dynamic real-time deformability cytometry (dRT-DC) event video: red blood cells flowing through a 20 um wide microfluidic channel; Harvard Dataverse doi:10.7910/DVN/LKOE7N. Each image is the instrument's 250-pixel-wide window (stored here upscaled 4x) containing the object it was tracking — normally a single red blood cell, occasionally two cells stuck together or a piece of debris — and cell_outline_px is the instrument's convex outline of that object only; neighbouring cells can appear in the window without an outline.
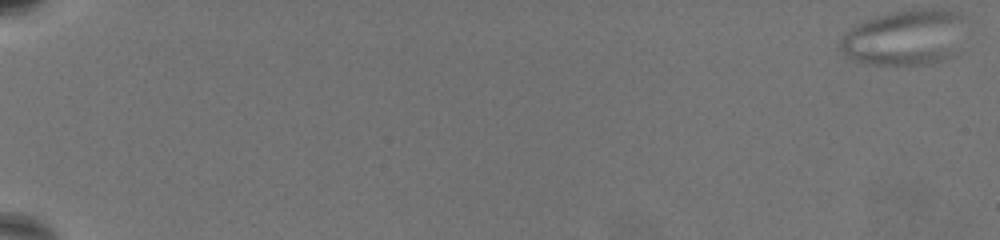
{"species": "common noctule bat (a hibernating species)", "species_latin": "Nyctalus noctula", "temperature_condition": "warm", "stored_images_in_passage": 72, "camera_frame_rate_fps": 3000, "um_per_image_px": 0.085, "animal": {"sex": "female", "body_mass_g": 19.5, "forearm_length_mm": 54.1}, "frame": {"image": 1, "passage_image": 1, "time_ms": 0.0, "image_size_px": [1000, 240], "cell_outline_px": [[960, 16], [952, 56], [944, 60], [932, 64], [872, 64], [856, 60], [844, 52], [840, 48], [840, 40], [852, 28], [868, 20], [900, 12], [956, 12]], "centroid_in_image_um": [76.79, 3.28], "position_along_channel_um": 8.2, "area_um2": 37.34}}
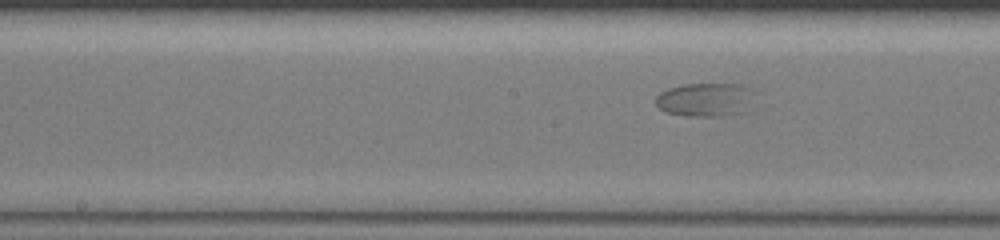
{"frame": {"image": 2, "passage_image": 41, "time_ms": 13.333, "image_size_px": [1000, 240], "cell_outline_px": [[748, 88], [740, 112], [720, 116], [688, 116], [668, 112], [660, 108], [656, 104], [656, 96], [660, 92], [668, 88], [684, 84], [740, 84]], "centroid_in_image_um": [59.73, 8.46], "position_along_channel_um": 188.5, "area_um2": 18.15}}
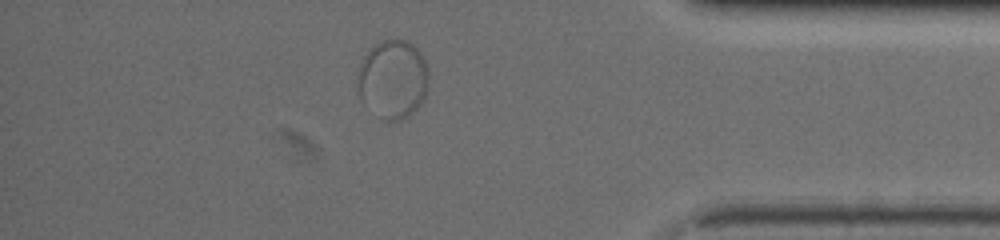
{"frame": {"image": 3, "passage_image": 64, "time_ms": 21.0, "image_size_px": [1000, 240], "cell_outline_px": [[428, 84], [424, 96], [420, 104], [408, 116], [400, 120], [384, 120], [360, 96], [356, 84], [360, 64], [364, 56], [380, 40], [408, 40], [416, 48], [424, 60], [428, 72]], "centroid_in_image_um": [33.4, 6.71], "position_along_channel_um": 401.8, "area_um2": 31.96}}